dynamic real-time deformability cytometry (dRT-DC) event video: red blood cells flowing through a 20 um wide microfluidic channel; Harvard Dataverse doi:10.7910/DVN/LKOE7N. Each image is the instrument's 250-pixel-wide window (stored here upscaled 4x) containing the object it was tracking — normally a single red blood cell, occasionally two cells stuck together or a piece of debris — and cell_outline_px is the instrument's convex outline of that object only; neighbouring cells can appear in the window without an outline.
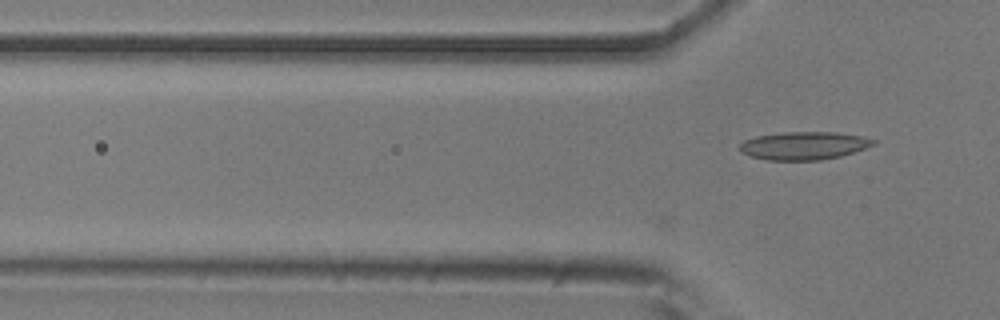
{"species": "common noctule bat (a hibernating species)", "species_latin": "Nyctalus noctula", "temperature_condition": "room temperature", "stored_images_in_passage": 3, "camera_frame_rate_fps": 3000, "um_per_image_px": 0.085, "animal": {"sex": "male", "body_mass_g": 20.5, "forearm_length_mm": 52.5}, "frame": {"image": 1, "passage_image": 3, "time_ms": 0.667, "image_size_px": [1000, 320], "cell_outline_px": [[876, 144], [840, 156], [820, 160], [768, 160], [748, 156], [740, 152], [740, 144], [744, 140], [756, 136], [784, 132], [836, 132], [864, 136], [876, 140]], "centroid_in_image_um": [68.32, 12.38], "position_along_channel_um": 57.5, "area_um2": 21.85}}